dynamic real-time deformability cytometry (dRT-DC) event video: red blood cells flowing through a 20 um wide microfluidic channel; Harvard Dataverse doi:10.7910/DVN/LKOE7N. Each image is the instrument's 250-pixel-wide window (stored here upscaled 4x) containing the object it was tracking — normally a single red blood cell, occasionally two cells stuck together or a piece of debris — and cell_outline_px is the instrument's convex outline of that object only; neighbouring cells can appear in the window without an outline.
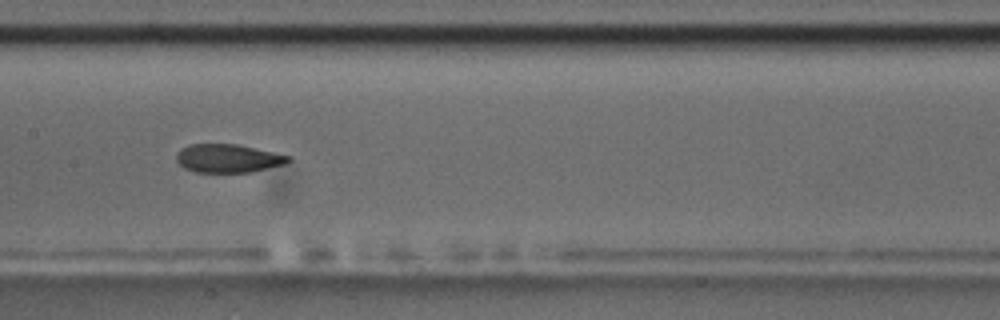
{"species": "common noctule bat (a hibernating species)", "species_latin": "Nyctalus noctula", "temperature_condition": "room temperature", "stored_images_in_passage": 9, "camera_frame_rate_fps": 3000, "um_per_image_px": 0.085, "animal": {"sex": "male", "body_mass_g": 17.5, "forearm_length_mm": 52.3}, "frame": {"image": 1, "passage_image": 8, "time_ms": 9.0, "image_size_px": [1000, 320], "cell_outline_px": [[292, 160], [284, 164], [252, 172], [196, 172], [184, 168], [176, 160], [176, 152], [180, 148], [188, 144], [236, 144], [292, 156]], "centroid_in_image_um": [19.37, 13.45], "position_along_channel_um": 188.0, "area_um2": 18.61}}
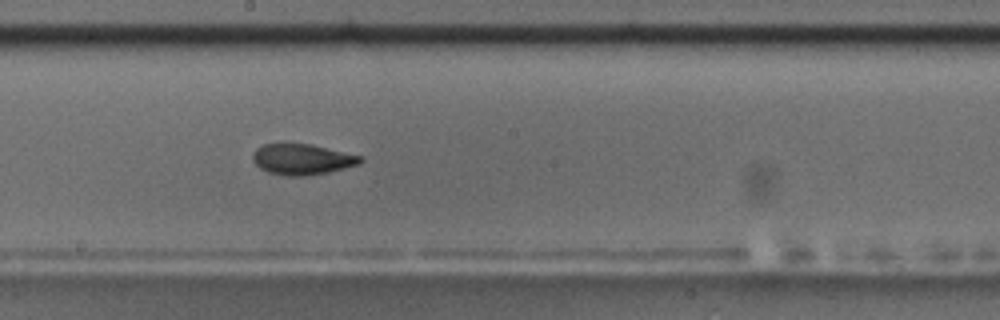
{"frame": {"image": 2, "passage_image": 9, "time_ms": 10.0, "image_size_px": [1000, 320], "cell_outline_px": [[364, 160], [360, 164], [328, 172], [304, 176], [288, 176], [268, 172], [260, 168], [252, 160], [252, 152], [260, 144], [312, 144], [364, 156]], "centroid_in_image_um": [25.7, 13.53], "position_along_channel_um": 222.5, "area_um2": 19.48}}